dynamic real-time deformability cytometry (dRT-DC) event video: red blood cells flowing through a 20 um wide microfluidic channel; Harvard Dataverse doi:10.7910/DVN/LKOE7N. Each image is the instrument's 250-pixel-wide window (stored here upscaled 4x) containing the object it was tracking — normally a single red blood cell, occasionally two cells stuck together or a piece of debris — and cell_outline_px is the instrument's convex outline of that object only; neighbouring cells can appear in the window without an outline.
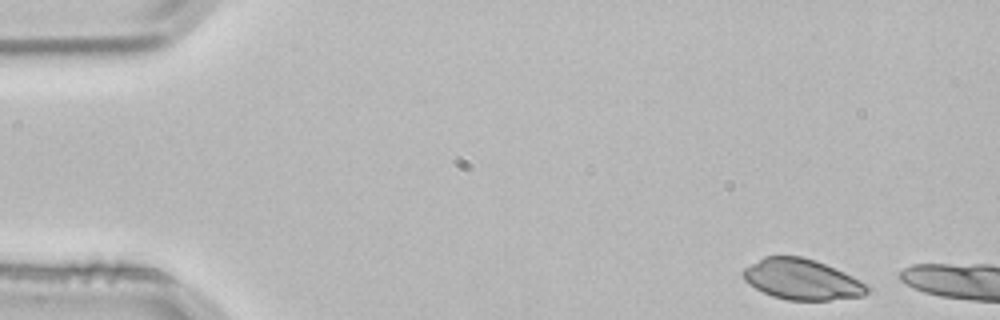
{"species": "common noctule bat (a hibernating species)", "species_latin": "Nyctalus noctula", "temperature_condition": "room temperature", "stored_images_in_passage": 2, "camera_frame_rate_fps": 3000, "um_per_image_px": 0.085, "animal": {"sex": "male", "body_mass_g": 21.5, "forearm_length_mm": 52.0}, "frame": {"image": 1, "passage_image": 1, "time_ms": 0.0, "image_size_px": [1000, 320], "cell_outline_px": [[872, 288], [864, 296], [828, 300], [788, 300], [772, 296], [748, 284], [744, 280], [740, 272], [744, 268], [764, 256], [800, 256], [816, 260], [844, 272], [868, 284]], "centroid_in_image_um": [68.17, 23.75], "position_along_channel_um": 16.8, "area_um2": 29.59}}